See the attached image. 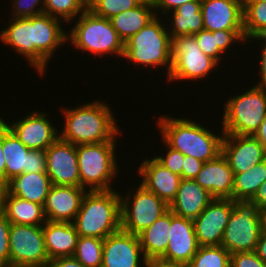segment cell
I'll use <instances>...</instances> for the list:
<instances>
[{"label": "cell", "mask_w": 266, "mask_h": 267, "mask_svg": "<svg viewBox=\"0 0 266 267\" xmlns=\"http://www.w3.org/2000/svg\"><path fill=\"white\" fill-rule=\"evenodd\" d=\"M93 101L76 108H62L65 115L63 131L59 138L79 145L99 142H117L120 127L111 111L110 105Z\"/></svg>", "instance_id": "cell-1"}, {"label": "cell", "mask_w": 266, "mask_h": 267, "mask_svg": "<svg viewBox=\"0 0 266 267\" xmlns=\"http://www.w3.org/2000/svg\"><path fill=\"white\" fill-rule=\"evenodd\" d=\"M158 129L162 133V141L170 148L180 151L184 156H191L203 162L216 158L222 153L221 135L214 134L207 127L187 118L161 116Z\"/></svg>", "instance_id": "cell-2"}, {"label": "cell", "mask_w": 266, "mask_h": 267, "mask_svg": "<svg viewBox=\"0 0 266 267\" xmlns=\"http://www.w3.org/2000/svg\"><path fill=\"white\" fill-rule=\"evenodd\" d=\"M82 237L105 239L121 229L120 193L88 191L73 222Z\"/></svg>", "instance_id": "cell-3"}, {"label": "cell", "mask_w": 266, "mask_h": 267, "mask_svg": "<svg viewBox=\"0 0 266 267\" xmlns=\"http://www.w3.org/2000/svg\"><path fill=\"white\" fill-rule=\"evenodd\" d=\"M156 16L138 33L124 43L123 58L141 67H167L169 75L172 69V39L168 24H162ZM167 25V26H165Z\"/></svg>", "instance_id": "cell-4"}, {"label": "cell", "mask_w": 266, "mask_h": 267, "mask_svg": "<svg viewBox=\"0 0 266 267\" xmlns=\"http://www.w3.org/2000/svg\"><path fill=\"white\" fill-rule=\"evenodd\" d=\"M67 40L76 49L90 52L94 56L111 54L123 58L124 55V42L119 38L110 20L94 15L89 9L78 16L75 25L67 34Z\"/></svg>", "instance_id": "cell-5"}, {"label": "cell", "mask_w": 266, "mask_h": 267, "mask_svg": "<svg viewBox=\"0 0 266 267\" xmlns=\"http://www.w3.org/2000/svg\"><path fill=\"white\" fill-rule=\"evenodd\" d=\"M115 148L116 142L76 145L80 187L88 191L113 190L112 178L119 169Z\"/></svg>", "instance_id": "cell-6"}, {"label": "cell", "mask_w": 266, "mask_h": 267, "mask_svg": "<svg viewBox=\"0 0 266 267\" xmlns=\"http://www.w3.org/2000/svg\"><path fill=\"white\" fill-rule=\"evenodd\" d=\"M224 107V134L254 135L266 117V88L252 86L229 97Z\"/></svg>", "instance_id": "cell-7"}, {"label": "cell", "mask_w": 266, "mask_h": 267, "mask_svg": "<svg viewBox=\"0 0 266 267\" xmlns=\"http://www.w3.org/2000/svg\"><path fill=\"white\" fill-rule=\"evenodd\" d=\"M136 191L120 195L121 229L139 235L169 210V205L141 184Z\"/></svg>", "instance_id": "cell-8"}, {"label": "cell", "mask_w": 266, "mask_h": 267, "mask_svg": "<svg viewBox=\"0 0 266 267\" xmlns=\"http://www.w3.org/2000/svg\"><path fill=\"white\" fill-rule=\"evenodd\" d=\"M171 48L172 69L167 75L168 81L205 79L219 65L213 58L202 52L194 35L172 38Z\"/></svg>", "instance_id": "cell-9"}, {"label": "cell", "mask_w": 266, "mask_h": 267, "mask_svg": "<svg viewBox=\"0 0 266 267\" xmlns=\"http://www.w3.org/2000/svg\"><path fill=\"white\" fill-rule=\"evenodd\" d=\"M260 234L259 210L246 202H238L224 230L221 246L230 254L255 251Z\"/></svg>", "instance_id": "cell-10"}, {"label": "cell", "mask_w": 266, "mask_h": 267, "mask_svg": "<svg viewBox=\"0 0 266 267\" xmlns=\"http://www.w3.org/2000/svg\"><path fill=\"white\" fill-rule=\"evenodd\" d=\"M10 267H47L50 262L43 225L11 224L9 231Z\"/></svg>", "instance_id": "cell-11"}, {"label": "cell", "mask_w": 266, "mask_h": 267, "mask_svg": "<svg viewBox=\"0 0 266 267\" xmlns=\"http://www.w3.org/2000/svg\"><path fill=\"white\" fill-rule=\"evenodd\" d=\"M5 181L22 173L46 172L45 150H30L11 132L3 120Z\"/></svg>", "instance_id": "cell-12"}, {"label": "cell", "mask_w": 266, "mask_h": 267, "mask_svg": "<svg viewBox=\"0 0 266 267\" xmlns=\"http://www.w3.org/2000/svg\"><path fill=\"white\" fill-rule=\"evenodd\" d=\"M166 251L156 260L159 263L186 267L199 248L193 220L179 217L171 211V225Z\"/></svg>", "instance_id": "cell-13"}, {"label": "cell", "mask_w": 266, "mask_h": 267, "mask_svg": "<svg viewBox=\"0 0 266 267\" xmlns=\"http://www.w3.org/2000/svg\"><path fill=\"white\" fill-rule=\"evenodd\" d=\"M232 199L214 198L201 214L193 220L199 246H220L224 230L234 206Z\"/></svg>", "instance_id": "cell-14"}, {"label": "cell", "mask_w": 266, "mask_h": 267, "mask_svg": "<svg viewBox=\"0 0 266 267\" xmlns=\"http://www.w3.org/2000/svg\"><path fill=\"white\" fill-rule=\"evenodd\" d=\"M61 19L48 14L34 16L35 69L43 76L49 60L59 46L67 41Z\"/></svg>", "instance_id": "cell-15"}, {"label": "cell", "mask_w": 266, "mask_h": 267, "mask_svg": "<svg viewBox=\"0 0 266 267\" xmlns=\"http://www.w3.org/2000/svg\"><path fill=\"white\" fill-rule=\"evenodd\" d=\"M148 261L137 235L120 229L104 239L101 267H141Z\"/></svg>", "instance_id": "cell-16"}, {"label": "cell", "mask_w": 266, "mask_h": 267, "mask_svg": "<svg viewBox=\"0 0 266 267\" xmlns=\"http://www.w3.org/2000/svg\"><path fill=\"white\" fill-rule=\"evenodd\" d=\"M45 153L46 173L53 185L80 186L75 144L58 138Z\"/></svg>", "instance_id": "cell-17"}, {"label": "cell", "mask_w": 266, "mask_h": 267, "mask_svg": "<svg viewBox=\"0 0 266 267\" xmlns=\"http://www.w3.org/2000/svg\"><path fill=\"white\" fill-rule=\"evenodd\" d=\"M23 118L7 125L21 143L30 150H46L59 138L58 128L51 124L46 113L34 111Z\"/></svg>", "instance_id": "cell-18"}, {"label": "cell", "mask_w": 266, "mask_h": 267, "mask_svg": "<svg viewBox=\"0 0 266 267\" xmlns=\"http://www.w3.org/2000/svg\"><path fill=\"white\" fill-rule=\"evenodd\" d=\"M222 154L233 173H243L266 159V150L254 135L224 134Z\"/></svg>", "instance_id": "cell-19"}, {"label": "cell", "mask_w": 266, "mask_h": 267, "mask_svg": "<svg viewBox=\"0 0 266 267\" xmlns=\"http://www.w3.org/2000/svg\"><path fill=\"white\" fill-rule=\"evenodd\" d=\"M86 192L80 186L52 184L43 205L46 220L73 223Z\"/></svg>", "instance_id": "cell-20"}, {"label": "cell", "mask_w": 266, "mask_h": 267, "mask_svg": "<svg viewBox=\"0 0 266 267\" xmlns=\"http://www.w3.org/2000/svg\"><path fill=\"white\" fill-rule=\"evenodd\" d=\"M204 30H244L240 0H201Z\"/></svg>", "instance_id": "cell-21"}, {"label": "cell", "mask_w": 266, "mask_h": 267, "mask_svg": "<svg viewBox=\"0 0 266 267\" xmlns=\"http://www.w3.org/2000/svg\"><path fill=\"white\" fill-rule=\"evenodd\" d=\"M137 172L143 177L141 185L170 205L177 195L181 176L172 173L155 158L143 159Z\"/></svg>", "instance_id": "cell-22"}, {"label": "cell", "mask_w": 266, "mask_h": 267, "mask_svg": "<svg viewBox=\"0 0 266 267\" xmlns=\"http://www.w3.org/2000/svg\"><path fill=\"white\" fill-rule=\"evenodd\" d=\"M194 180L213 198L232 199L234 173L222 153L216 158L204 162Z\"/></svg>", "instance_id": "cell-23"}, {"label": "cell", "mask_w": 266, "mask_h": 267, "mask_svg": "<svg viewBox=\"0 0 266 267\" xmlns=\"http://www.w3.org/2000/svg\"><path fill=\"white\" fill-rule=\"evenodd\" d=\"M213 199L194 179H181L169 209L179 217L195 220Z\"/></svg>", "instance_id": "cell-24"}, {"label": "cell", "mask_w": 266, "mask_h": 267, "mask_svg": "<svg viewBox=\"0 0 266 267\" xmlns=\"http://www.w3.org/2000/svg\"><path fill=\"white\" fill-rule=\"evenodd\" d=\"M43 233L49 260L73 256L79 238L74 223L46 221Z\"/></svg>", "instance_id": "cell-25"}, {"label": "cell", "mask_w": 266, "mask_h": 267, "mask_svg": "<svg viewBox=\"0 0 266 267\" xmlns=\"http://www.w3.org/2000/svg\"><path fill=\"white\" fill-rule=\"evenodd\" d=\"M9 23V27L1 31L0 41L10 45L35 68L34 16L12 18Z\"/></svg>", "instance_id": "cell-26"}, {"label": "cell", "mask_w": 266, "mask_h": 267, "mask_svg": "<svg viewBox=\"0 0 266 267\" xmlns=\"http://www.w3.org/2000/svg\"><path fill=\"white\" fill-rule=\"evenodd\" d=\"M7 182V195H15L23 200L44 205L52 186L46 172L22 173Z\"/></svg>", "instance_id": "cell-27"}, {"label": "cell", "mask_w": 266, "mask_h": 267, "mask_svg": "<svg viewBox=\"0 0 266 267\" xmlns=\"http://www.w3.org/2000/svg\"><path fill=\"white\" fill-rule=\"evenodd\" d=\"M156 17L151 0H144L140 5L114 15L109 20L125 43Z\"/></svg>", "instance_id": "cell-28"}, {"label": "cell", "mask_w": 266, "mask_h": 267, "mask_svg": "<svg viewBox=\"0 0 266 267\" xmlns=\"http://www.w3.org/2000/svg\"><path fill=\"white\" fill-rule=\"evenodd\" d=\"M170 225L171 210L169 209L138 235L141 248L147 260L156 261L166 251L169 242Z\"/></svg>", "instance_id": "cell-29"}, {"label": "cell", "mask_w": 266, "mask_h": 267, "mask_svg": "<svg viewBox=\"0 0 266 267\" xmlns=\"http://www.w3.org/2000/svg\"><path fill=\"white\" fill-rule=\"evenodd\" d=\"M194 36L202 52L213 58L218 64L221 63L223 55L233 43L239 41L244 44L246 42L244 30H217L214 32L201 30Z\"/></svg>", "instance_id": "cell-30"}, {"label": "cell", "mask_w": 266, "mask_h": 267, "mask_svg": "<svg viewBox=\"0 0 266 267\" xmlns=\"http://www.w3.org/2000/svg\"><path fill=\"white\" fill-rule=\"evenodd\" d=\"M170 20L169 35L171 39L177 36L194 35L204 30L203 16L201 12V0H193L182 4L175 10ZM173 27V28H172Z\"/></svg>", "instance_id": "cell-31"}, {"label": "cell", "mask_w": 266, "mask_h": 267, "mask_svg": "<svg viewBox=\"0 0 266 267\" xmlns=\"http://www.w3.org/2000/svg\"><path fill=\"white\" fill-rule=\"evenodd\" d=\"M4 215L11 224L41 226L47 220L43 205L6 195Z\"/></svg>", "instance_id": "cell-32"}, {"label": "cell", "mask_w": 266, "mask_h": 267, "mask_svg": "<svg viewBox=\"0 0 266 267\" xmlns=\"http://www.w3.org/2000/svg\"><path fill=\"white\" fill-rule=\"evenodd\" d=\"M266 180V159L243 173H234L232 200L248 202Z\"/></svg>", "instance_id": "cell-33"}, {"label": "cell", "mask_w": 266, "mask_h": 267, "mask_svg": "<svg viewBox=\"0 0 266 267\" xmlns=\"http://www.w3.org/2000/svg\"><path fill=\"white\" fill-rule=\"evenodd\" d=\"M243 29L245 39L266 35V2L246 0L243 3Z\"/></svg>", "instance_id": "cell-34"}, {"label": "cell", "mask_w": 266, "mask_h": 267, "mask_svg": "<svg viewBox=\"0 0 266 267\" xmlns=\"http://www.w3.org/2000/svg\"><path fill=\"white\" fill-rule=\"evenodd\" d=\"M104 239L79 236L75 257L84 267H101Z\"/></svg>", "instance_id": "cell-35"}, {"label": "cell", "mask_w": 266, "mask_h": 267, "mask_svg": "<svg viewBox=\"0 0 266 267\" xmlns=\"http://www.w3.org/2000/svg\"><path fill=\"white\" fill-rule=\"evenodd\" d=\"M230 253L223 246H199L186 267H230Z\"/></svg>", "instance_id": "cell-36"}, {"label": "cell", "mask_w": 266, "mask_h": 267, "mask_svg": "<svg viewBox=\"0 0 266 267\" xmlns=\"http://www.w3.org/2000/svg\"><path fill=\"white\" fill-rule=\"evenodd\" d=\"M87 9L84 0H45L44 13L69 23ZM61 17V18H60Z\"/></svg>", "instance_id": "cell-37"}, {"label": "cell", "mask_w": 266, "mask_h": 267, "mask_svg": "<svg viewBox=\"0 0 266 267\" xmlns=\"http://www.w3.org/2000/svg\"><path fill=\"white\" fill-rule=\"evenodd\" d=\"M144 0H91L87 4L94 15L110 19L114 15L140 5Z\"/></svg>", "instance_id": "cell-38"}, {"label": "cell", "mask_w": 266, "mask_h": 267, "mask_svg": "<svg viewBox=\"0 0 266 267\" xmlns=\"http://www.w3.org/2000/svg\"><path fill=\"white\" fill-rule=\"evenodd\" d=\"M45 0H13L11 18H26L44 13ZM39 3L42 5L39 6ZM39 6L38 8H36Z\"/></svg>", "instance_id": "cell-39"}, {"label": "cell", "mask_w": 266, "mask_h": 267, "mask_svg": "<svg viewBox=\"0 0 266 267\" xmlns=\"http://www.w3.org/2000/svg\"><path fill=\"white\" fill-rule=\"evenodd\" d=\"M11 223L0 215V267H10L9 231Z\"/></svg>", "instance_id": "cell-40"}, {"label": "cell", "mask_w": 266, "mask_h": 267, "mask_svg": "<svg viewBox=\"0 0 266 267\" xmlns=\"http://www.w3.org/2000/svg\"><path fill=\"white\" fill-rule=\"evenodd\" d=\"M163 143L167 146L166 148H168L166 155L155 156L154 158L172 173L181 176L185 156L180 151L170 148L164 141Z\"/></svg>", "instance_id": "cell-41"}, {"label": "cell", "mask_w": 266, "mask_h": 267, "mask_svg": "<svg viewBox=\"0 0 266 267\" xmlns=\"http://www.w3.org/2000/svg\"><path fill=\"white\" fill-rule=\"evenodd\" d=\"M230 267H266V263L256 251L240 252L230 255Z\"/></svg>", "instance_id": "cell-42"}, {"label": "cell", "mask_w": 266, "mask_h": 267, "mask_svg": "<svg viewBox=\"0 0 266 267\" xmlns=\"http://www.w3.org/2000/svg\"><path fill=\"white\" fill-rule=\"evenodd\" d=\"M204 162L191 156H185L181 179H194L203 167Z\"/></svg>", "instance_id": "cell-43"}, {"label": "cell", "mask_w": 266, "mask_h": 267, "mask_svg": "<svg viewBox=\"0 0 266 267\" xmlns=\"http://www.w3.org/2000/svg\"><path fill=\"white\" fill-rule=\"evenodd\" d=\"M253 39L255 40H259V41H262V46H263V50H262V53L259 55L258 58H260V68H259V72L261 77H260V80H259V83L255 84V86L257 87H263V88H266V35L265 34H262V35H257V36H254L252 38H250V40L248 41H253ZM264 41V42H263Z\"/></svg>", "instance_id": "cell-44"}, {"label": "cell", "mask_w": 266, "mask_h": 267, "mask_svg": "<svg viewBox=\"0 0 266 267\" xmlns=\"http://www.w3.org/2000/svg\"><path fill=\"white\" fill-rule=\"evenodd\" d=\"M154 6L155 14L156 10L161 11V15L167 16L169 12L175 10L177 7L181 6L182 4L191 2L193 0H151ZM162 9V10H161Z\"/></svg>", "instance_id": "cell-45"}, {"label": "cell", "mask_w": 266, "mask_h": 267, "mask_svg": "<svg viewBox=\"0 0 266 267\" xmlns=\"http://www.w3.org/2000/svg\"><path fill=\"white\" fill-rule=\"evenodd\" d=\"M258 210L266 208V180L260 185L254 196L247 202Z\"/></svg>", "instance_id": "cell-46"}, {"label": "cell", "mask_w": 266, "mask_h": 267, "mask_svg": "<svg viewBox=\"0 0 266 267\" xmlns=\"http://www.w3.org/2000/svg\"><path fill=\"white\" fill-rule=\"evenodd\" d=\"M47 267H84L75 257H61L50 260Z\"/></svg>", "instance_id": "cell-47"}, {"label": "cell", "mask_w": 266, "mask_h": 267, "mask_svg": "<svg viewBox=\"0 0 266 267\" xmlns=\"http://www.w3.org/2000/svg\"><path fill=\"white\" fill-rule=\"evenodd\" d=\"M5 155L3 154V120L0 122V179L5 181Z\"/></svg>", "instance_id": "cell-48"}, {"label": "cell", "mask_w": 266, "mask_h": 267, "mask_svg": "<svg viewBox=\"0 0 266 267\" xmlns=\"http://www.w3.org/2000/svg\"><path fill=\"white\" fill-rule=\"evenodd\" d=\"M255 251L257 255L266 263V234H260Z\"/></svg>", "instance_id": "cell-49"}, {"label": "cell", "mask_w": 266, "mask_h": 267, "mask_svg": "<svg viewBox=\"0 0 266 267\" xmlns=\"http://www.w3.org/2000/svg\"><path fill=\"white\" fill-rule=\"evenodd\" d=\"M254 136L258 139L259 143L266 150V117H265L264 121L261 123L259 129L254 134Z\"/></svg>", "instance_id": "cell-50"}, {"label": "cell", "mask_w": 266, "mask_h": 267, "mask_svg": "<svg viewBox=\"0 0 266 267\" xmlns=\"http://www.w3.org/2000/svg\"><path fill=\"white\" fill-rule=\"evenodd\" d=\"M7 195V182L0 179V215L4 214Z\"/></svg>", "instance_id": "cell-51"}, {"label": "cell", "mask_w": 266, "mask_h": 267, "mask_svg": "<svg viewBox=\"0 0 266 267\" xmlns=\"http://www.w3.org/2000/svg\"><path fill=\"white\" fill-rule=\"evenodd\" d=\"M261 219V233L266 234V208L259 210Z\"/></svg>", "instance_id": "cell-52"}, {"label": "cell", "mask_w": 266, "mask_h": 267, "mask_svg": "<svg viewBox=\"0 0 266 267\" xmlns=\"http://www.w3.org/2000/svg\"><path fill=\"white\" fill-rule=\"evenodd\" d=\"M143 266L144 267H175V266L165 265V264L159 263L157 261H148V263H146Z\"/></svg>", "instance_id": "cell-53"}, {"label": "cell", "mask_w": 266, "mask_h": 267, "mask_svg": "<svg viewBox=\"0 0 266 267\" xmlns=\"http://www.w3.org/2000/svg\"><path fill=\"white\" fill-rule=\"evenodd\" d=\"M87 4L91 1V0H84Z\"/></svg>", "instance_id": "cell-54"}]
</instances>
